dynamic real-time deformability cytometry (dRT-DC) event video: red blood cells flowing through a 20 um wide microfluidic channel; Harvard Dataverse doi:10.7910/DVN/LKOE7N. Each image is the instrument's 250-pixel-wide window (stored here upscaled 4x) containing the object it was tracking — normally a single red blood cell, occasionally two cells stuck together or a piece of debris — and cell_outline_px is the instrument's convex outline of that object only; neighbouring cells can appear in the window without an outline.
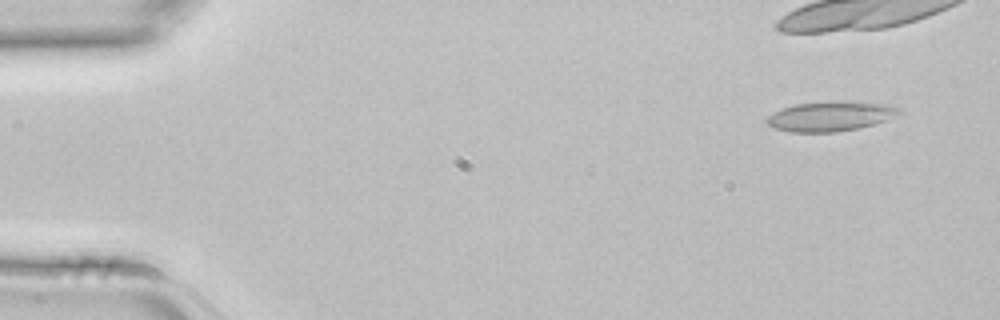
{"species": "common noctule bat (a hibernating species)", "species_latin": "Nyctalus noctula", "temperature_condition": "room temperature", "stored_images_in_passage": 4, "camera_frame_rate_fps": 3000, "um_per_image_px": 0.085, "animal": {"sex": "female", "body_mass_g": 22.7, "forearm_length_mm": 54.2}, "frame": {"image": 1, "passage_image": 1, "time_ms": 0.0, "image_size_px": [1000, 320], "cell_outline_px": [[904, 112], [888, 120], [876, 124], [860, 128], [836, 132], [792, 132], [772, 128], [764, 120], [768, 116], [784, 108], [796, 104], [832, 100], [840, 100], [888, 104], [900, 108]], "centroid_in_image_um": [70.65, 9.87], "position_along_channel_um": 14.3, "area_um2": 23.41}}